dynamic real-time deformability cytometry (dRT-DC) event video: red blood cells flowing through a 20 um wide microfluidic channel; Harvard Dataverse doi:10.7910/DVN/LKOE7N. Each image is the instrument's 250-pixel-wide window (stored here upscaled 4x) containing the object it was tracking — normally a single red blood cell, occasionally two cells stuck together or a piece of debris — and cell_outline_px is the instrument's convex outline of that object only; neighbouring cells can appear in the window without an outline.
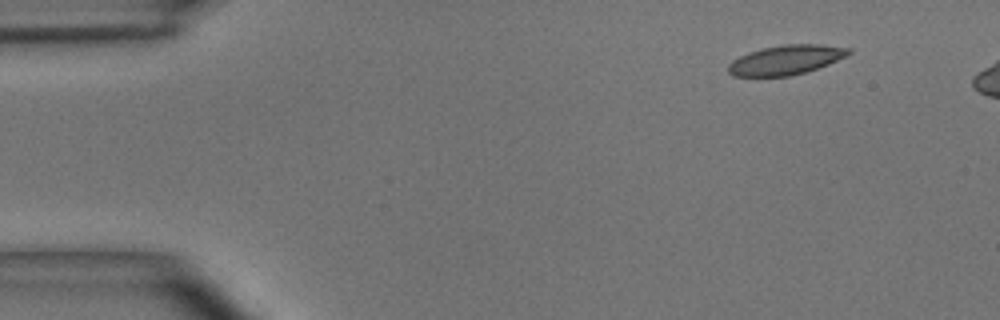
{"species": "common noctule bat (a hibernating species)", "species_latin": "Nyctalus noctula", "temperature_condition": "room temperature", "stored_images_in_passage": 5, "camera_frame_rate_fps": 3000, "um_per_image_px": 0.085, "animal": {"sex": "male", "body_mass_g": 15.6}, "frame": {"image": 1, "passage_image": 1, "time_ms": 0.0, "image_size_px": [1000, 320], "cell_outline_px": [[852, 52], [848, 56], [828, 64], [804, 72], [788, 76], [732, 76], [728, 72], [728, 64], [732, 60], [748, 52], [764, 48], [784, 44], [820, 44], [852, 48]], "centroid_in_image_um": [66.82, 5.08], "position_along_channel_um": 18.2, "area_um2": 20.69}}
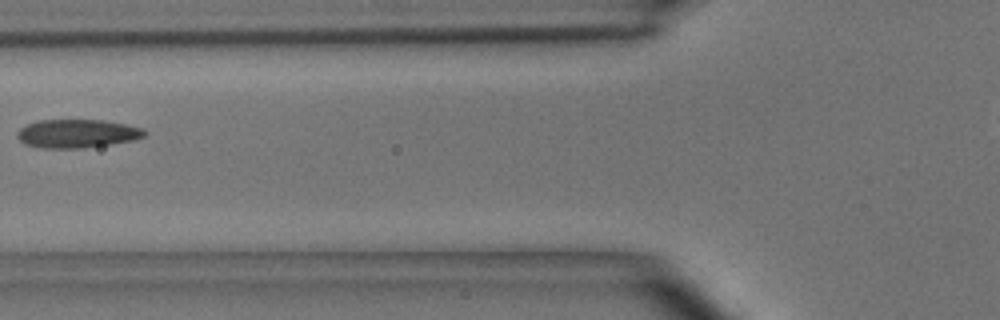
{"frame": {"image": 2, "passage_image": 5, "time_ms": 1.333, "image_size_px": [1000, 320], "cell_outline_px": [[148, 132], [144, 136], [132, 140], [84, 148], [40, 148], [24, 144], [16, 136], [16, 132], [20, 128], [28, 124], [40, 120], [100, 120], [128, 124], [144, 128]], "centroid_in_image_um": [6.55, 11.35], "position_along_channel_um": 119.3, "area_um2": 21.15}}